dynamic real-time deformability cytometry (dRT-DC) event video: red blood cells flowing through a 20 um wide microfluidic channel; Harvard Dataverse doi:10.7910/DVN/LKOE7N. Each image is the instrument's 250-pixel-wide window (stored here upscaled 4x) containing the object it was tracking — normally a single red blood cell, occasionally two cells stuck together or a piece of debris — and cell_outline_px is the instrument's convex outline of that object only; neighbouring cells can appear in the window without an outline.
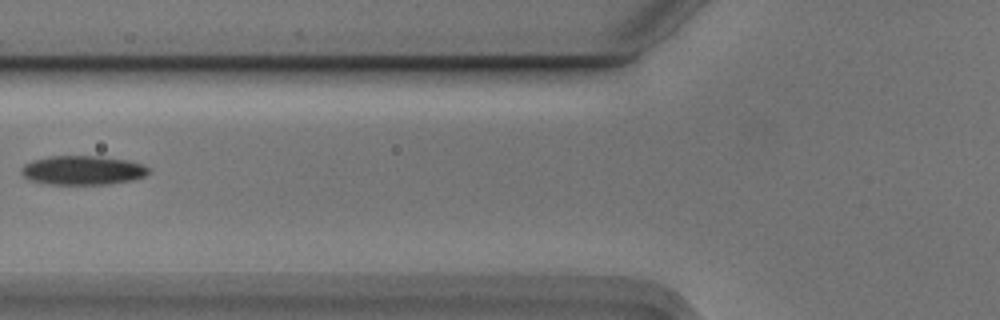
{"species": "Egyptian fruit bat (a non-hibernating species)", "species_latin": "Rousettus aegyptiacus", "temperature_condition": "cold", "stored_images_in_passage": 6, "camera_frame_rate_fps": 3000, "um_per_image_px": 0.085, "animal": {"sex": "male"}, "frame": {"image": 1, "passage_image": 6, "time_ms": 1.667, "image_size_px": [1000, 320], "cell_outline_px": [[148, 172], [144, 176], [132, 180], [108, 184], [48, 184], [28, 180], [20, 172], [20, 168], [24, 164], [32, 160], [48, 156], [100, 156], [128, 160], [140, 164], [148, 168]], "centroid_in_image_um": [6.96, 14.47], "position_along_channel_um": 118.8, "area_um2": 21.62}}